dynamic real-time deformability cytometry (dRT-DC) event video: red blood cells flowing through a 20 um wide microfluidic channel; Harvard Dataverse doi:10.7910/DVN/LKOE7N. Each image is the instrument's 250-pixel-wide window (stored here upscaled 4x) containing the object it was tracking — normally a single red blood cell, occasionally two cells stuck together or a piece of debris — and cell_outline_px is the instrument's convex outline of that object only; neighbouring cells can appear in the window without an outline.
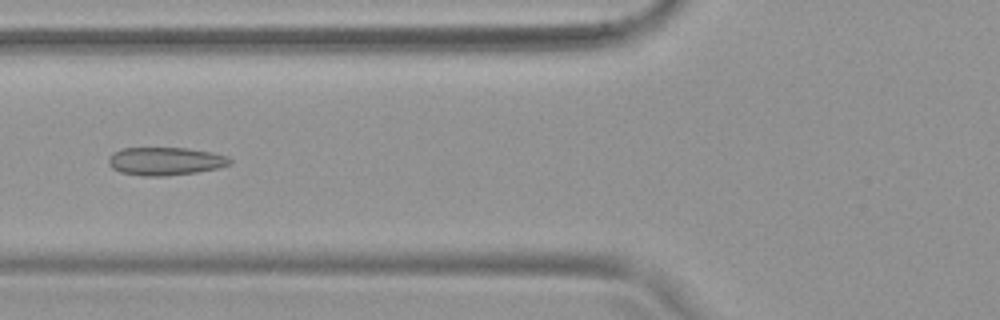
{"species": "common noctule bat (a hibernating species)", "species_latin": "Nyctalus noctula", "temperature_condition": "warm", "stored_images_in_passage": 53, "camera_frame_rate_fps": 3000, "um_per_image_px": 0.085, "animal": {"sex": "female", "body_mass_g": 19.9}, "frame": {"image": 1, "passage_image": 21, "time_ms": 6.667, "image_size_px": [1000, 320], "cell_outline_px": [[232, 164], [220, 168], [196, 172], [168, 176], [144, 176], [120, 172], [112, 168], [108, 164], [108, 160], [112, 152], [120, 148], [188, 148], [212, 152], [228, 156], [232, 160]], "centroid_in_image_um": [14.07, 13.7], "position_along_channel_um": 111.7, "area_um2": 20.11}}
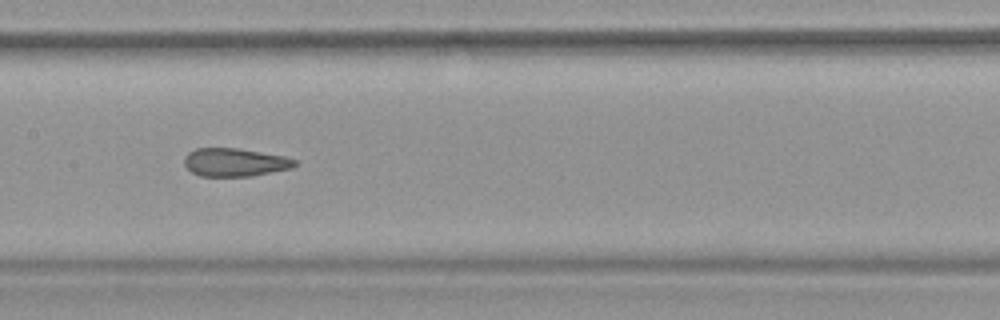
{"frame": {"image": 2, "passage_image": 27, "time_ms": 8.667, "image_size_px": [1000, 320], "cell_outline_px": [[296, 164], [292, 168], [252, 176], [200, 176], [192, 172], [184, 164], [184, 156], [188, 152], [196, 148], [240, 148], [284, 156], [296, 160]], "centroid_in_image_um": [19.95, 13.79], "position_along_channel_um": 187.5, "area_um2": 18.21}}
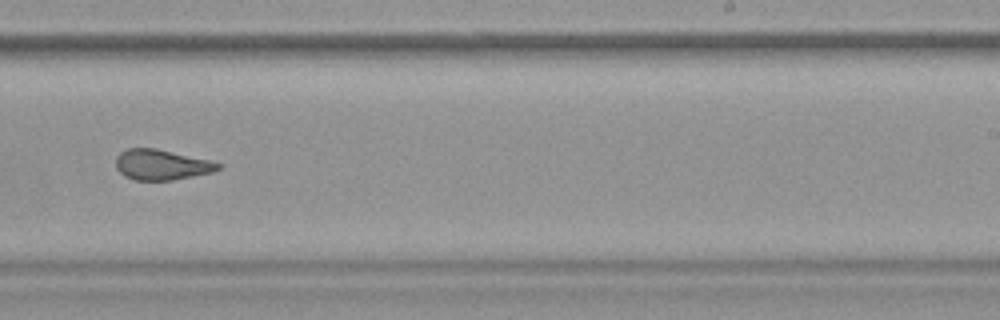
{"frame": {"image": 3, "passage_image": 34, "time_ms": 11.0, "image_size_px": [1000, 320], "cell_outline_px": [[220, 168], [212, 172], [172, 180], [136, 180], [124, 176], [116, 168], [116, 156], [120, 152], [128, 148], [156, 148], [208, 160], [220, 164]], "centroid_in_image_um": [13.68, 14.0], "position_along_channel_um": 275.3, "area_um2": 17.92}, "authors_computed_cell_mechanics": {"area_um2": 20.4612, "velocity_mm_per_s": 3.78, "shape_relaxation_time_tau1_ms": null, "shape_relaxation_time_tau2_ms": 1.549, "deformation_change_tau1": null, "deformation_change_tau2": 0.0922}}